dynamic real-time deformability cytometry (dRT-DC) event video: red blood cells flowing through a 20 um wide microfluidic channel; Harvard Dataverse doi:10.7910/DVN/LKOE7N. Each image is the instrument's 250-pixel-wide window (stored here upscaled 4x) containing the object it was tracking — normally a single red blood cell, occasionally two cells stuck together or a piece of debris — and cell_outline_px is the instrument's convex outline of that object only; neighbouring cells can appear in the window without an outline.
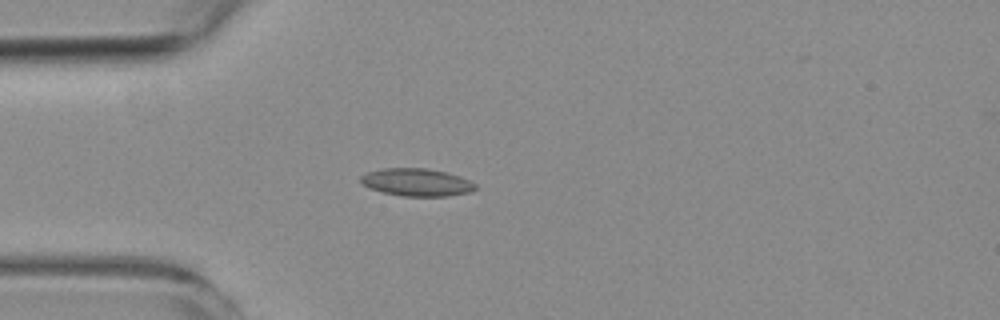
{"species": "common noctule bat (a hibernating species)", "species_latin": "Nyctalus noctula", "temperature_condition": "room temperature", "stored_images_in_passage": 2, "camera_frame_rate_fps": 3000, "um_per_image_px": 0.085, "animal": {"sex": "female", "body_mass_g": 19.3, "forearm_length_mm": 54.1}, "frame": {"image": 1, "passage_image": 1, "time_ms": 0.0, "image_size_px": [1000, 320], "cell_outline_px": [[476, 188], [468, 192], [448, 196], [400, 196], [368, 188], [360, 184], [360, 176], [368, 172], [384, 168], [424, 168], [448, 172], [460, 176], [476, 184]], "centroid_in_image_um": [35.38, 15.49], "position_along_channel_um": 49.6, "area_um2": 18.5}}